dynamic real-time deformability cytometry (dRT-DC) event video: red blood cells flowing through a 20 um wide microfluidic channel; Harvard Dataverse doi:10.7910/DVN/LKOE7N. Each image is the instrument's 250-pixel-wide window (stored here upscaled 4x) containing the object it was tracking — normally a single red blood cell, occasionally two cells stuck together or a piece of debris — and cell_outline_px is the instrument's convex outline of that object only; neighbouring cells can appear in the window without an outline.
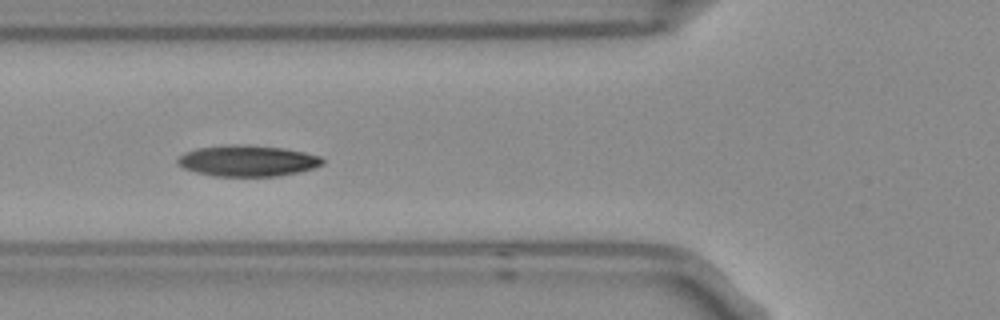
{"species": "Egyptian fruit bat (a non-hibernating species)", "species_latin": "Rousettus aegyptiacus", "temperature_condition": "room temperature", "stored_images_in_passage": 8, "camera_frame_rate_fps": 3000, "um_per_image_px": 0.085, "frame": {"image": 1, "passage_image": 4, "time_ms": 1.0, "image_size_px": [1000, 320], "cell_outline_px": [[324, 164], [300, 172], [276, 176], [212, 176], [196, 172], [184, 168], [176, 164], [176, 160], [180, 156], [196, 148], [280, 148], [304, 152], [320, 156], [324, 160]], "centroid_in_image_um": [21.08, 13.74], "position_along_channel_um": 104.7, "area_um2": 24.8}}